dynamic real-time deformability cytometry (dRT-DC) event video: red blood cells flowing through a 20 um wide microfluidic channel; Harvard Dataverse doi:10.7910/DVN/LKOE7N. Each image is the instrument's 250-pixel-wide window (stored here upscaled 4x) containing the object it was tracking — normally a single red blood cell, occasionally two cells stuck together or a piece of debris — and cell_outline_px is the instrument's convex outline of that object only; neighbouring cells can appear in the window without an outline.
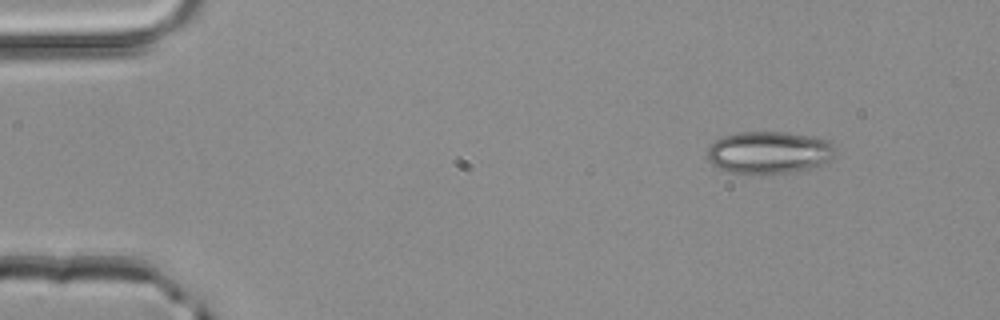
{"species": "common noctule bat (a hibernating species)", "species_latin": "Nyctalus noctula", "temperature_condition": "room temperature", "stored_images_in_passage": 2, "camera_frame_rate_fps": 3000, "um_per_image_px": 0.085, "animal": {"sex": "male", "body_mass_g": 20.4}, "frame": {"image": 1, "passage_image": 1, "time_ms": 0.0, "image_size_px": [1000, 320], "cell_outline_px": [[836, 156], [832, 160], [816, 168], [792, 172], [748, 176], [728, 172], [716, 168], [708, 160], [708, 148], [716, 140], [724, 136], [736, 132], [788, 132], [828, 140], [836, 144]], "centroid_in_image_um": [65.41, 13.0], "position_along_channel_um": 19.6, "area_um2": 32.66}}